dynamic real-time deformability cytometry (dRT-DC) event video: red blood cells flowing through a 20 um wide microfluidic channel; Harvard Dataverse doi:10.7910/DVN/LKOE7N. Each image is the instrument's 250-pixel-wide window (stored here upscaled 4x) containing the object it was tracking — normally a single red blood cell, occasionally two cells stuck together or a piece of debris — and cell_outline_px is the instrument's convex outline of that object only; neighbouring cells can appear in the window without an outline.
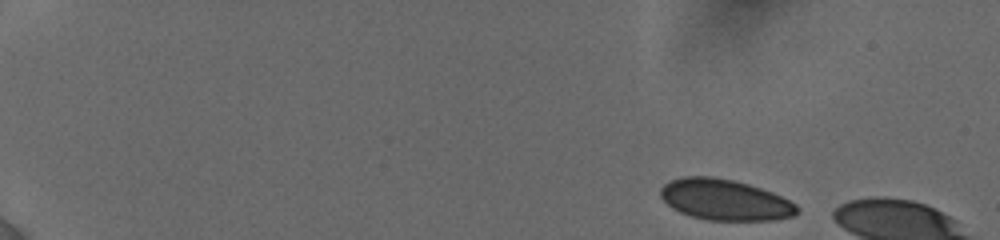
{"species": "human", "species_latin": "Homo sapiens", "temperature_condition": "cold", "stored_images_in_passage": 4, "camera_frame_rate_fps": 3000, "um_per_image_px": 0.085, "donor": {"sex": "female"}, "frame": {"image": 1, "passage_image": 1, "time_ms": 0.0, "image_size_px": [1000, 240], "cell_outline_px": [[800, 212], [796, 216], [776, 220], [708, 220], [692, 216], [680, 212], [672, 208], [660, 196], [660, 188], [664, 184], [672, 180], [684, 176], [712, 176], [732, 180], [748, 184], [772, 192], [796, 204], [800, 208]], "centroid_in_image_um": [61.64, 16.99], "position_along_channel_um": 23.4, "area_um2": 32.6}}